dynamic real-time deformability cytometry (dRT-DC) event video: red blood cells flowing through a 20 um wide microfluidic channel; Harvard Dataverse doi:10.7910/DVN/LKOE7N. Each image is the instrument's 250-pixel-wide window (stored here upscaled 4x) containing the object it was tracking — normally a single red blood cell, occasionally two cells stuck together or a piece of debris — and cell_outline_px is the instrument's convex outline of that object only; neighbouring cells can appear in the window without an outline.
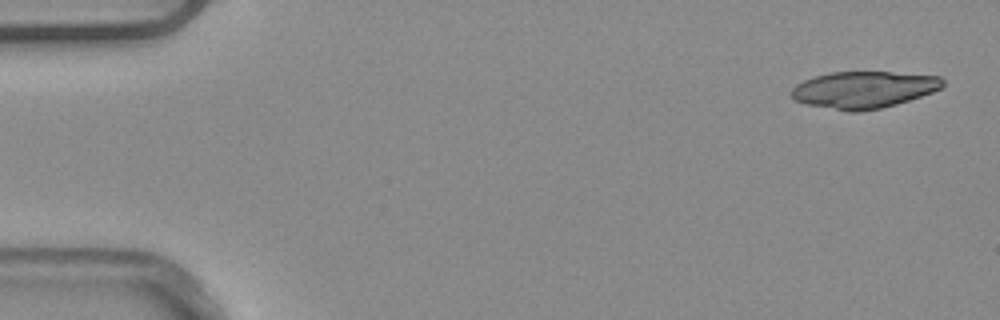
{"species": "common noctule bat (a hibernating species)", "species_latin": "Nyctalus noctula", "temperature_condition": "warm", "stored_images_in_passage": 6, "camera_frame_rate_fps": 3000, "um_per_image_px": 0.085, "animal": {"sex": "male", "body_mass_g": 20.4}, "frame": {"image": 1, "passage_image": 1, "time_ms": 0.0, "image_size_px": [1000, 320], "cell_outline_px": [[944, 84], [940, 88], [932, 92], [896, 104], [880, 108], [860, 112], [848, 112], [808, 104], [796, 100], [788, 92], [796, 84], [804, 80], [816, 76], [832, 72], [888, 72], [940, 76], [944, 80]], "centroid_in_image_um": [73.4, 7.63], "position_along_channel_um": 11.6, "area_um2": 32.31}}